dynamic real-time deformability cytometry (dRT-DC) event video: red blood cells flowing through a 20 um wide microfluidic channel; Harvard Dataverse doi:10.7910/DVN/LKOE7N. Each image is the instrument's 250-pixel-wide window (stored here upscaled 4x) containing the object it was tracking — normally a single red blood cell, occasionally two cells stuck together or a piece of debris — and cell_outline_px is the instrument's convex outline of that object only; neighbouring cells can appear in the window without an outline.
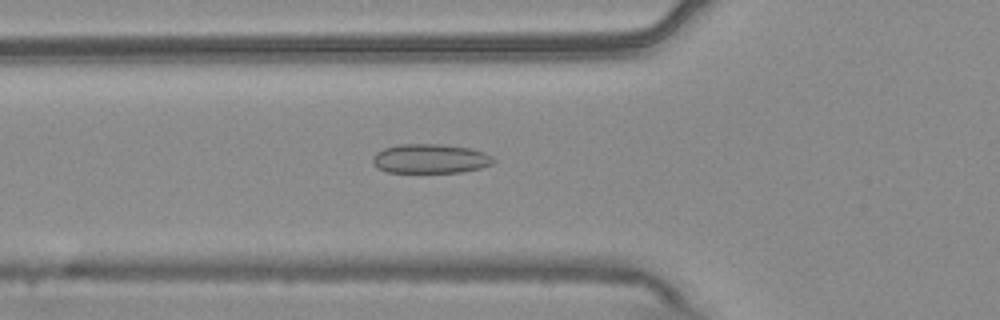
{"species": "common noctule bat (a hibernating species)", "species_latin": "Nyctalus noctula", "temperature_condition": "warm", "stored_images_in_passage": 55, "camera_frame_rate_fps": 3000, "um_per_image_px": 0.085, "animal": {"sex": "male", "body_mass_g": 20.4}, "frame": {"image": 1, "passage_image": 20, "time_ms": 6.333, "image_size_px": [1000, 320], "cell_outline_px": [[496, 160], [492, 164], [480, 168], [464, 172], [388, 172], [376, 168], [372, 164], [372, 156], [376, 152], [384, 148], [396, 144], [440, 144], [468, 148], [484, 152], [492, 156]], "centroid_in_image_um": [36.54, 13.49], "position_along_channel_um": 89.3, "area_um2": 20.81}}
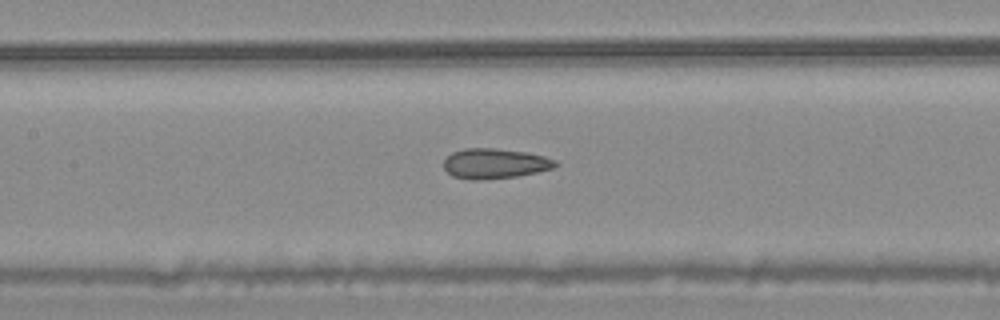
{"frame": {"image": 2, "passage_image": 26, "time_ms": 8.333, "image_size_px": [1000, 320], "cell_outline_px": [[560, 164], [556, 168], [516, 176], [480, 180], [468, 180], [452, 176], [444, 168], [444, 160], [452, 152], [464, 148], [492, 148], [528, 152], [544, 156], [556, 160]], "centroid_in_image_um": [42.08, 13.9], "position_along_channel_um": 165.3, "area_um2": 19.77}}
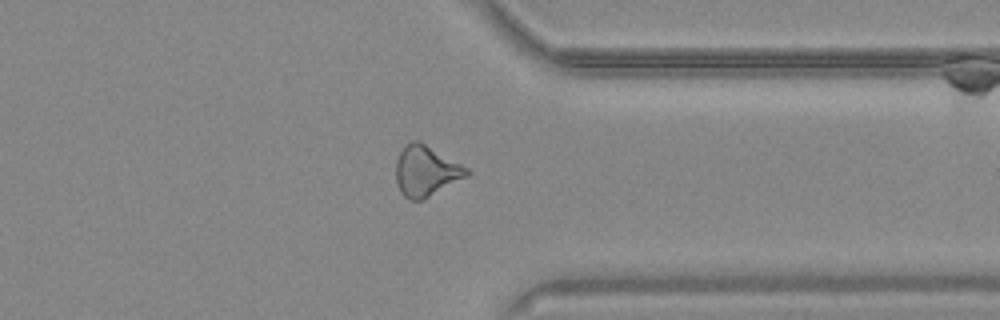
{"frame": {"image": 3, "passage_image": 43, "time_ms": 14.0, "image_size_px": [1000, 320], "cell_outline_px": [[472, 172], [468, 176], [424, 200], [412, 200], [404, 196], [400, 192], [396, 180], [396, 160], [404, 144], [412, 140], [420, 140], [468, 168]], "centroid_in_image_um": [36.21, 14.53], "position_along_channel_um": 375.2, "area_um2": 21.15}, "authors_computed_cell_mechanics": {"area_um2": 21.0392, "velocity_mm_per_s": 3.7722, "shape_relaxation_time_tau1_ms": null, "shape_relaxation_time_tau2_ms": 2.5668, "deformation_change_tau1": null, "deformation_change_tau2": 0.0999}}